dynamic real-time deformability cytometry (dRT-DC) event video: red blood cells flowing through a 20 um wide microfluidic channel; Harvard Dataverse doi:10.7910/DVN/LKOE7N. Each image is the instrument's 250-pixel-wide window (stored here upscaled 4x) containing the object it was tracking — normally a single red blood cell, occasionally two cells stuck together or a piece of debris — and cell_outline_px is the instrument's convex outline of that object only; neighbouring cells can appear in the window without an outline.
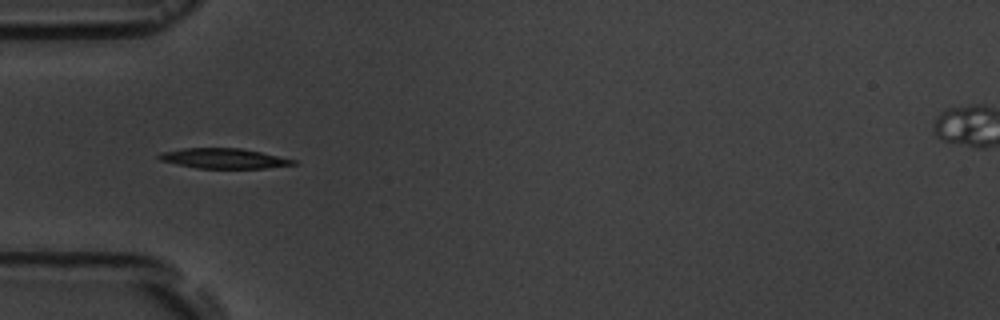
{"species": "common noctule bat (a hibernating species)", "species_latin": "Nyctalus noctula", "temperature_condition": "room temperature", "stored_images_in_passage": 7, "camera_frame_rate_fps": 3000, "um_per_image_px": 0.085, "animal": {"sex": "male", "body_mass_g": 19.5, "forearm_length_mm": 54.6}, "frame": {"image": 1, "passage_image": 6, "time_ms": 5.667, "image_size_px": [1000, 320], "cell_outline_px": [[296, 164], [264, 168], [196, 168], [176, 164], [160, 160], [156, 156], [160, 152], [184, 148], [240, 148], [260, 152], [296, 160]], "centroid_in_image_um": [18.97, 13.46], "position_along_channel_um": 66.0, "area_um2": 15.61}}
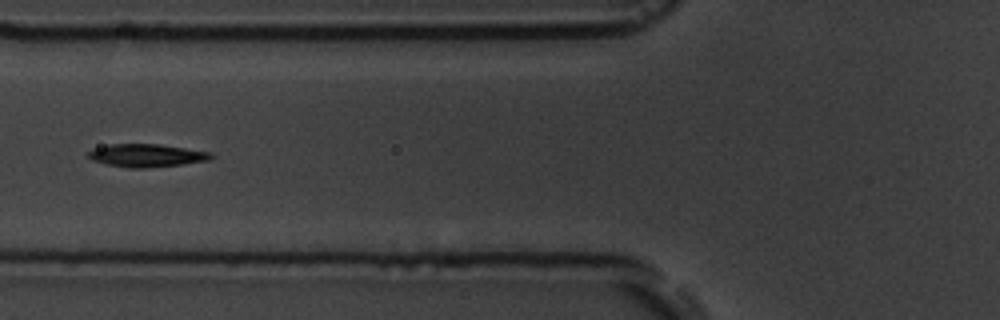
{"frame": {"image": 2, "passage_image": 7, "time_ms": 7.0, "image_size_px": [1000, 320], "cell_outline_px": [[216, 156], [208, 160], [180, 164], [144, 168], [128, 168], [108, 164], [92, 160], [88, 156], [88, 152], [96, 148], [108, 144], [160, 144], [212, 152]], "centroid_in_image_um": [12.49, 13.2], "position_along_channel_um": 113.3, "area_um2": 16.3}}